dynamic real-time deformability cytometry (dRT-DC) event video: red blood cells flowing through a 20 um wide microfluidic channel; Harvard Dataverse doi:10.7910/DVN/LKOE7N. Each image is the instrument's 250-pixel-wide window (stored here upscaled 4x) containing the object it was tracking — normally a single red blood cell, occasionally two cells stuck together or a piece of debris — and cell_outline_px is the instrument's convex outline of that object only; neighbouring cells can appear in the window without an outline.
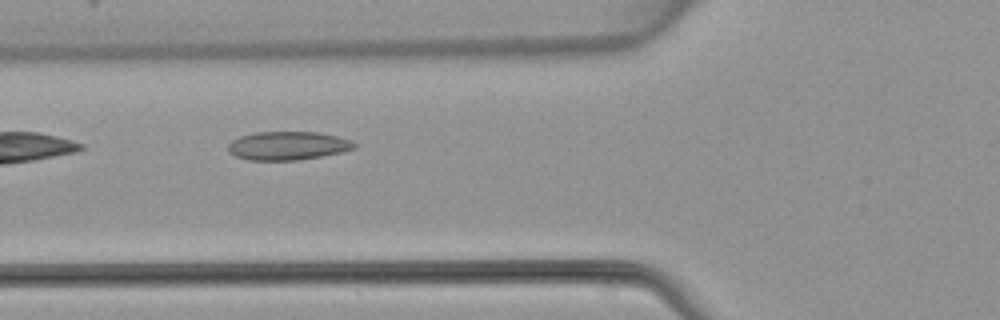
{"species": "common noctule bat (a hibernating species)", "species_latin": "Nyctalus noctula", "temperature_condition": "warm", "stored_images_in_passage": 3, "camera_frame_rate_fps": 3000, "um_per_image_px": 0.085, "animal": {"sex": "female", "body_mass_g": 22.7, "forearm_length_mm": 54.2}, "frame": {"image": 1, "passage_image": 2, "time_ms": 1.333, "image_size_px": [1000, 320], "cell_outline_px": [[356, 148], [340, 152], [320, 156], [296, 160], [248, 160], [236, 156], [228, 152], [228, 144], [232, 140], [240, 136], [256, 132], [320, 132], [352, 140], [356, 144]], "centroid_in_image_um": [24.45, 12.38], "position_along_channel_um": 101.4, "area_um2": 20.92}}
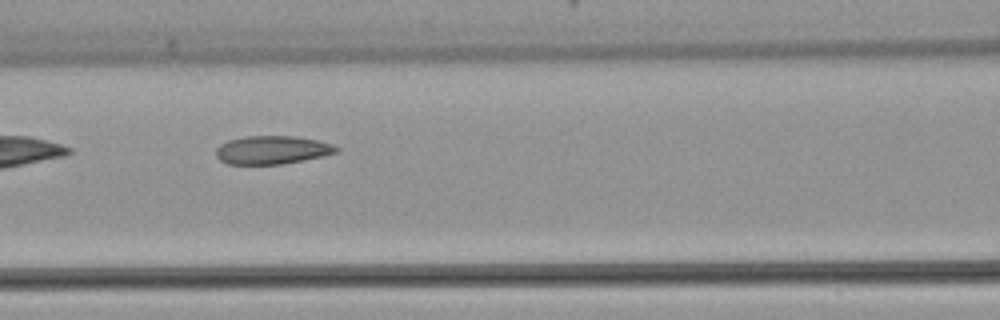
{"frame": {"image": 2, "passage_image": 3, "time_ms": 2.333, "image_size_px": [1000, 320], "cell_outline_px": [[340, 152], [324, 156], [280, 164], [228, 164], [220, 160], [216, 156], [216, 148], [220, 144], [228, 140], [244, 136], [296, 136], [316, 140], [332, 144], [340, 148]], "centroid_in_image_um": [23.14, 12.74], "position_along_channel_um": 143.5, "area_um2": 19.94}}